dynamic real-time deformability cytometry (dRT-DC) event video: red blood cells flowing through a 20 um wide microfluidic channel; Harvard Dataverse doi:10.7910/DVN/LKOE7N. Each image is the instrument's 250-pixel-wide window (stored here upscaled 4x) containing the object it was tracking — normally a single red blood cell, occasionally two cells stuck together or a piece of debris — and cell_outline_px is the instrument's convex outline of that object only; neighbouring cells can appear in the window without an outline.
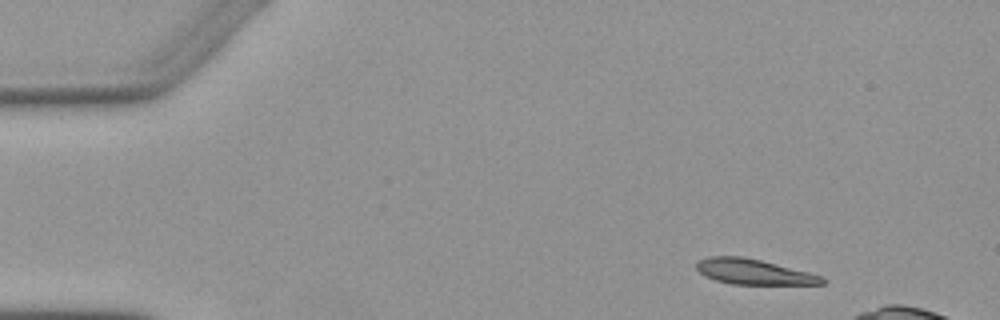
{"species": "Egyptian fruit bat (a non-hibernating species)", "species_latin": "Rousettus aegyptiacus", "temperature_condition": "warm", "stored_images_in_passage": 4, "camera_frame_rate_fps": 3000, "um_per_image_px": 0.085, "animal": {"sex": "female"}, "frame": {"image": 1, "passage_image": 1, "time_ms": 0.0, "image_size_px": [1000, 320], "cell_outline_px": [[828, 280], [824, 284], [732, 284], [716, 280], [704, 276], [696, 268], [696, 264], [700, 260], [708, 256], [740, 256], [760, 260], [824, 276]], "centroid_in_image_um": [64.08, 23.11], "position_along_channel_um": 20.9, "area_um2": 18.44}}